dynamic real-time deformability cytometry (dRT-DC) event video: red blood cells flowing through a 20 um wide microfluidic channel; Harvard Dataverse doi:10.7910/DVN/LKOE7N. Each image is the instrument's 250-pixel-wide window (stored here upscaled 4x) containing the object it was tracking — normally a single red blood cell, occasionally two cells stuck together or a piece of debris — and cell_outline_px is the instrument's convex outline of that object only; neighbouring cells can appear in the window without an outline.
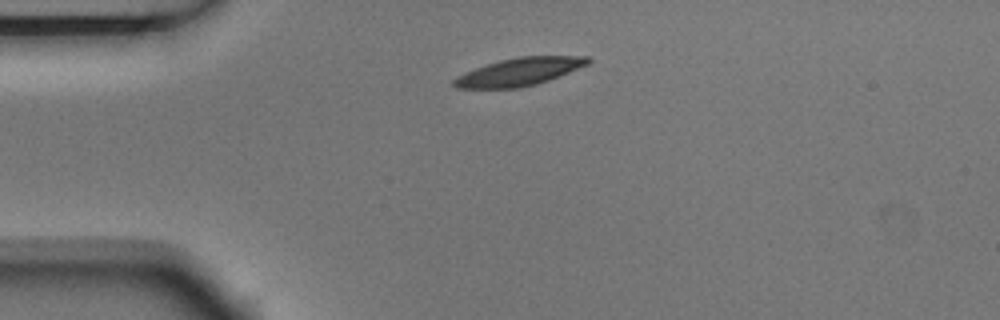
{"species": "Egyptian fruit bat (a non-hibernating species)", "species_latin": "Rousettus aegyptiacus", "temperature_condition": "room temperature", "stored_images_in_passage": 8, "camera_frame_rate_fps": 3000, "um_per_image_px": 0.085, "animal": {"sex": "male"}, "frame": {"image": 1, "passage_image": 1, "time_ms": 0.0, "image_size_px": [1000, 320], "cell_outline_px": [[592, 60], [588, 64], [548, 80], [536, 84], [520, 88], [456, 88], [452, 84], [452, 80], [456, 76], [464, 72], [500, 60], [520, 56], [588, 56]], "centroid_in_image_um": [44.11, 6.1], "position_along_channel_um": 40.9, "area_um2": 21.56}}
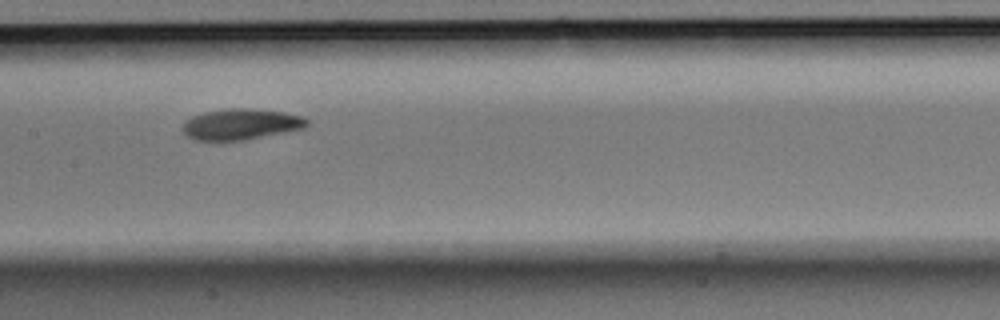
{"frame": {"image": 2, "passage_image": 5, "time_ms": 1.333, "image_size_px": [1000, 320], "cell_outline_px": [[308, 124], [304, 128], [244, 140], [192, 140], [184, 132], [184, 124], [192, 116], [204, 112], [228, 108], [248, 108], [284, 112], [300, 116], [308, 120]], "centroid_in_image_um": [20.48, 10.55], "position_along_channel_um": 186.9, "area_um2": 22.08}}
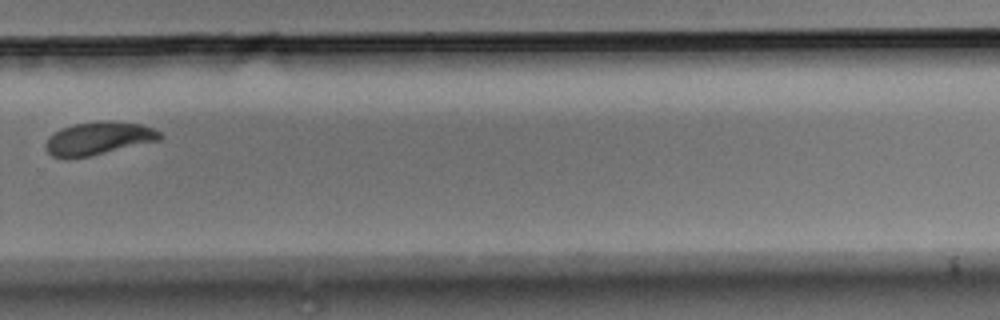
{"frame": {"image": 3, "passage_image": 8, "time_ms": 2.333, "image_size_px": [1000, 320], "cell_outline_px": [[164, 136], [160, 140], [88, 156], [64, 160], [52, 156], [44, 148], [44, 144], [48, 136], [60, 128], [72, 124], [96, 120], [112, 120], [140, 124], [156, 128]], "centroid_in_image_um": [8.33, 11.75], "position_along_channel_um": 321.5, "area_um2": 22.54}}